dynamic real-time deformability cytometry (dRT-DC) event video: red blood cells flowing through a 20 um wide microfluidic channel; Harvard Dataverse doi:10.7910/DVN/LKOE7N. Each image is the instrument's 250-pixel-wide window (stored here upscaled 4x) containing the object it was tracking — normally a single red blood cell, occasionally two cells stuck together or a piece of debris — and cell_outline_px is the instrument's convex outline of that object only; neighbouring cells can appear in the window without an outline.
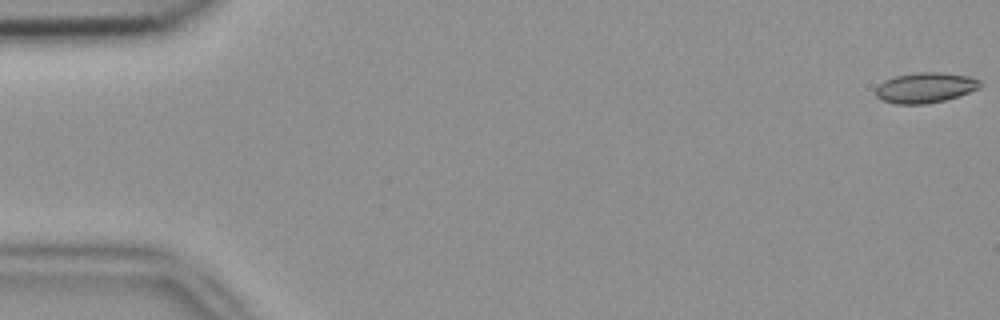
{"species": "common noctule bat (a hibernating species)", "species_latin": "Nyctalus noctula", "temperature_condition": "room temperature", "stored_images_in_passage": 17, "camera_frame_rate_fps": 3000, "um_per_image_px": 0.085, "animal": {"sex": "female", "body_mass_g": 18.4}, "frame": {"image": 1, "passage_image": 1, "time_ms": 0.0, "image_size_px": [1000, 320], "cell_outline_px": [[984, 84], [980, 88], [944, 100], [924, 104], [896, 104], [880, 100], [876, 96], [876, 88], [884, 80], [896, 76], [916, 72], [944, 72], [968, 76], [980, 80]], "centroid_in_image_um": [78.65, 7.44], "position_along_channel_um": 6.4, "area_um2": 18.5}}
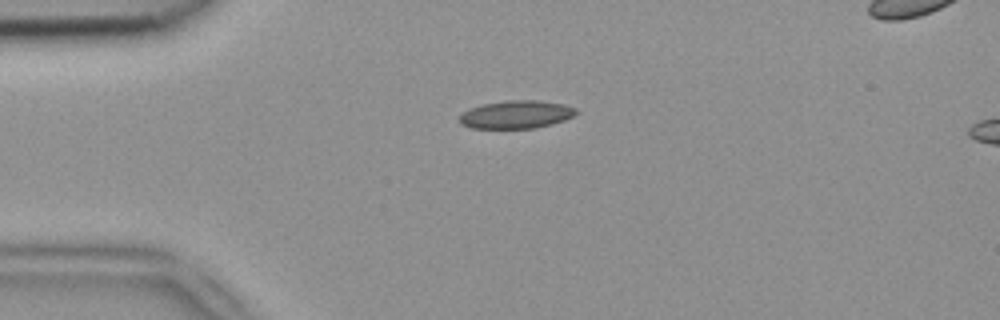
{"frame": {"image": 2, "passage_image": 13, "time_ms": 4.0, "image_size_px": [1000, 320], "cell_outline_px": [[580, 112], [564, 120], [552, 124], [536, 128], [472, 128], [460, 124], [460, 116], [468, 108], [480, 104], [508, 100], [540, 100], [564, 104], [576, 108]], "centroid_in_image_um": [43.89, 9.72], "position_along_channel_um": 41.1, "area_um2": 19.19}}